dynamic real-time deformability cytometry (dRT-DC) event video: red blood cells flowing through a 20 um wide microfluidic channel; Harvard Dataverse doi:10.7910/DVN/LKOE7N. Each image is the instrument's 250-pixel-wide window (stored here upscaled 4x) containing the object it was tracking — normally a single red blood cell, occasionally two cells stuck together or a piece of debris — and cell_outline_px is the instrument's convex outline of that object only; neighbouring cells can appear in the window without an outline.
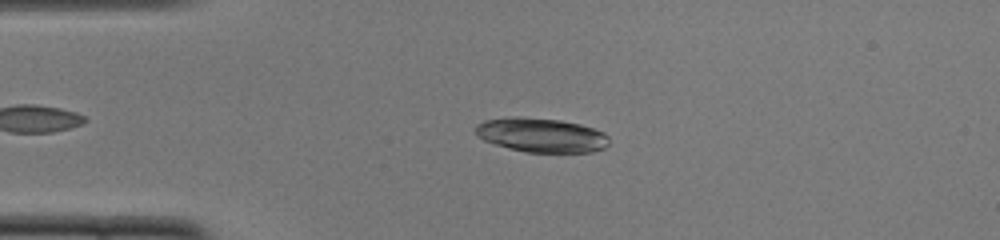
{"species": "common noctule bat (a hibernating species)", "species_latin": "Nyctalus noctula", "temperature_condition": "cold", "stored_images_in_passage": 46, "camera_frame_rate_fps": 3000, "um_per_image_px": 0.085, "animal": {"sex": "female", "body_mass_g": 22.0, "forearm_length_mm": 56.7}, "frame": {"image": 1, "passage_image": 11, "time_ms": 3.333, "image_size_px": [1000, 240], "cell_outline_px": [[608, 144], [604, 148], [592, 152], [524, 152], [496, 144], [484, 140], [476, 132], [476, 124], [484, 120], [516, 116], [560, 120], [580, 124], [604, 132], [608, 136]], "centroid_in_image_um": [46.03, 11.48], "position_along_channel_um": 39.0, "area_um2": 26.47}}
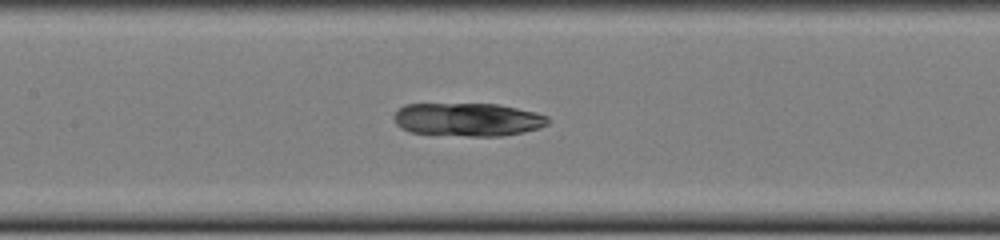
{"frame": {"image": 2, "passage_image": 23, "time_ms": 7.333, "image_size_px": [1000, 240], "cell_outline_px": [[548, 124], [540, 128], [504, 136], [468, 136], [408, 132], [400, 128], [396, 124], [392, 116], [396, 108], [404, 104], [496, 104], [536, 112], [548, 116]], "centroid_in_image_um": [39.71, 10.16], "position_along_channel_um": 167.7, "area_um2": 30.11}}
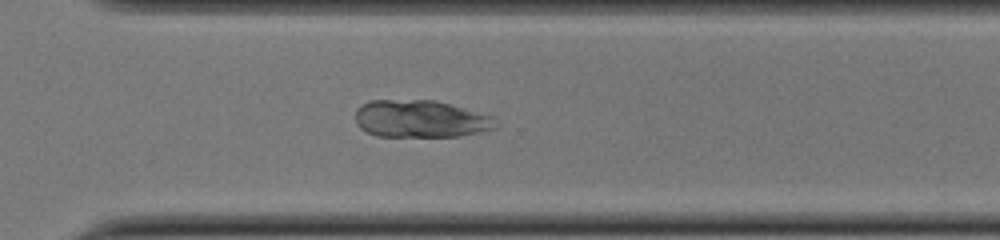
{"frame": {"image": 3, "passage_image": 36, "time_ms": 11.667, "image_size_px": [1000, 240], "cell_outline_px": [[496, 128], [460, 136], [376, 136], [360, 128], [356, 124], [356, 108], [360, 104], [372, 100], [436, 100], [492, 116], [496, 124]], "centroid_in_image_um": [35.7, 10.1], "position_along_channel_um": 334.9, "area_um2": 30.46}}